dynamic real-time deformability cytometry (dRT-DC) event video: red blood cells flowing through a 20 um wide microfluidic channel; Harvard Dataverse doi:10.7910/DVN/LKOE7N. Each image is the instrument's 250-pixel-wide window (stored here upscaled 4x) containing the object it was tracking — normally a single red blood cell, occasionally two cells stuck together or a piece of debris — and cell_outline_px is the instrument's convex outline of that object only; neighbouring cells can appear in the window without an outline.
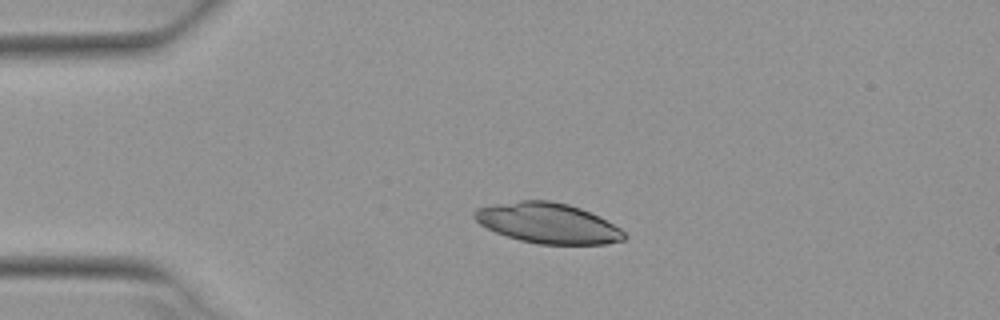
{"species": "Egyptian fruit bat (a non-hibernating species)", "species_latin": "Rousettus aegyptiacus", "temperature_condition": "warm", "stored_images_in_passage": 4, "camera_frame_rate_fps": 3000, "um_per_image_px": 0.085, "animal": {"sex": "female"}, "frame": {"image": 1, "passage_image": 2, "time_ms": 0.333, "image_size_px": [1000, 320], "cell_outline_px": [[628, 236], [624, 240], [604, 244], [536, 244], [520, 240], [496, 232], [480, 224], [472, 216], [472, 212], [476, 208], [496, 204], [520, 200], [548, 200], [568, 204], [580, 208], [620, 228]], "centroid_in_image_um": [46.54, 18.97], "position_along_channel_um": 38.5, "area_um2": 34.91}}
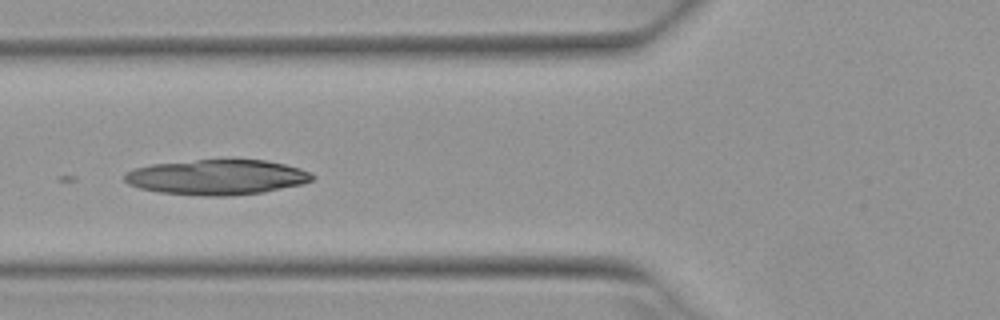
{"frame": {"image": 2, "passage_image": 4, "time_ms": 1.0, "image_size_px": [1000, 320], "cell_outline_px": [[316, 176], [312, 180], [300, 184], [264, 192], [228, 196], [200, 196], [160, 192], [140, 188], [128, 184], [124, 180], [124, 176], [128, 172], [136, 168], [152, 164], [196, 160], [264, 160], [284, 164], [300, 168], [312, 172]], "centroid_in_image_um": [18.46, 15.06], "position_along_channel_um": 107.3, "area_um2": 38.32}}